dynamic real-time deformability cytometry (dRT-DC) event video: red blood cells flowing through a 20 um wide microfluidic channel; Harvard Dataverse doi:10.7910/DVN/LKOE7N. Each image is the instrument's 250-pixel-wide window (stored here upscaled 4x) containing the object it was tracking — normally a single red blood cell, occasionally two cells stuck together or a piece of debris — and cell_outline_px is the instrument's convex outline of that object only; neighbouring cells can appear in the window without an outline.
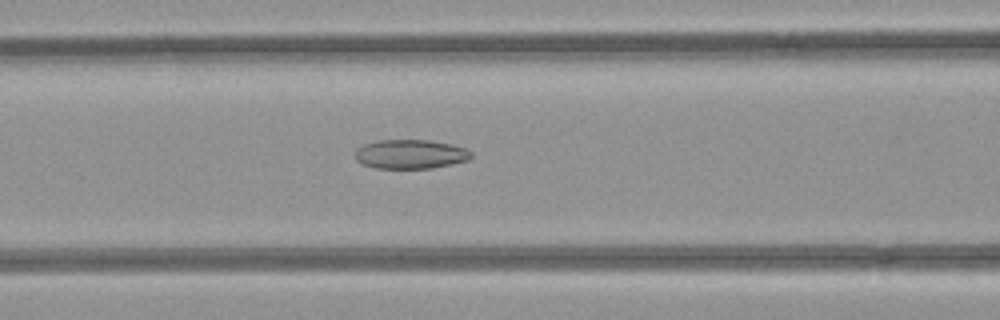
{"species": "common noctule bat (a hibernating species)", "species_latin": "Nyctalus noctula", "temperature_condition": "room temperature", "stored_images_in_passage": 42, "camera_frame_rate_fps": 3000, "um_per_image_px": 0.085, "animal": {"sex": "female", "body_mass_g": 21.9}, "frame": {"image": 1, "passage_image": 12, "time_ms": 3.667, "image_size_px": [1000, 320], "cell_outline_px": [[472, 156], [468, 160], [432, 168], [376, 168], [364, 164], [356, 160], [356, 148], [364, 144], [376, 140], [428, 140], [452, 144], [464, 148], [472, 152]], "centroid_in_image_um": [34.88, 13.09], "position_along_channel_um": 131.7, "area_um2": 19.65}}
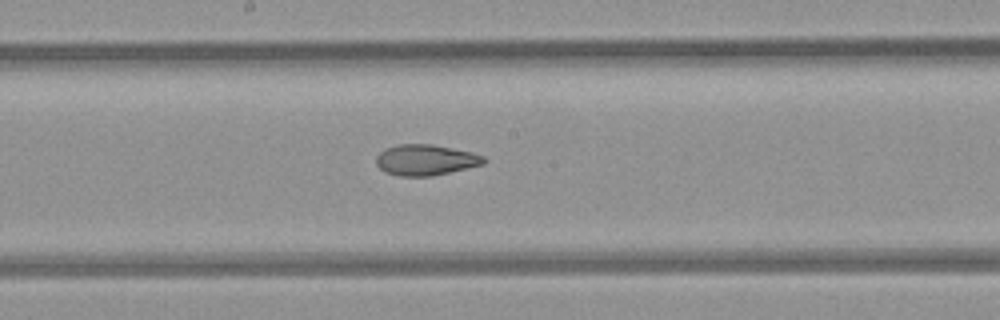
{"frame": {"image": 2, "passage_image": 18, "time_ms": 5.667, "image_size_px": [1000, 320], "cell_outline_px": [[484, 164], [432, 176], [400, 176], [384, 172], [376, 164], [376, 156], [384, 148], [400, 144], [432, 144], [472, 152], [484, 156]], "centroid_in_image_um": [36.14, 13.59], "position_along_channel_um": 212.1, "area_um2": 19.31}}
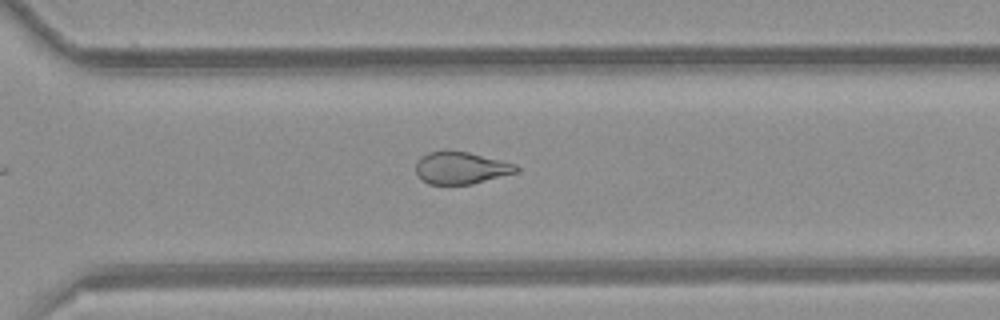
{"frame": {"image": 3, "passage_image": 27, "time_ms": 8.667, "image_size_px": [1000, 320], "cell_outline_px": [[520, 168], [516, 172], [472, 184], [428, 184], [420, 180], [416, 176], [416, 164], [420, 156], [428, 152], [468, 152], [516, 164]], "centroid_in_image_um": [39.14, 14.29], "position_along_channel_um": 331.5, "area_um2": 18.61}, "authors_computed_cell_mechanics": {"area_um2": 20.5768, "velocity_mm_per_s": 4.0033, "shape_relaxation_time_tau1_ms": null, "shape_relaxation_time_tau2_ms": 4.1798, "deformation_change_tau1": null, "deformation_change_tau2": 0.1294}}